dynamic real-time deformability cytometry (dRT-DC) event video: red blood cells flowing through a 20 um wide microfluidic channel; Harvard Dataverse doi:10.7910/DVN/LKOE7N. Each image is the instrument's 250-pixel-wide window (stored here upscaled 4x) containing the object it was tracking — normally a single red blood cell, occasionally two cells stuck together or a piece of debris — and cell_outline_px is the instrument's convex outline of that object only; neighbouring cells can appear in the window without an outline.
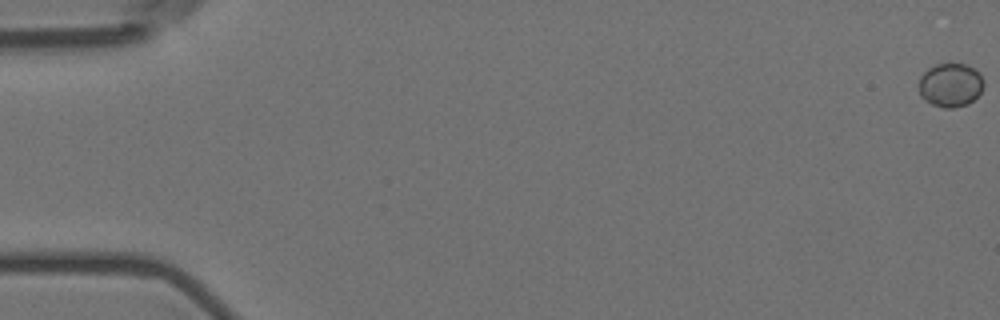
{"species": "Egyptian fruit bat (a non-hibernating species)", "species_latin": "Rousettus aegyptiacus", "temperature_condition": "room temperature", "stored_images_in_passage": 7, "camera_frame_rate_fps": 3000, "um_per_image_px": 0.085, "animal": {"sex": "female"}, "frame": {"image": 1, "passage_image": 1, "time_ms": 0.0, "image_size_px": [1000, 320], "cell_outline_px": [[984, 84], [980, 92], [968, 104], [952, 108], [944, 108], [932, 104], [924, 100], [920, 96], [920, 76], [928, 68], [936, 64], [964, 64], [980, 72], [984, 80]], "centroid_in_image_um": [80.79, 7.23], "position_along_channel_um": 4.2, "area_um2": 16.47}}
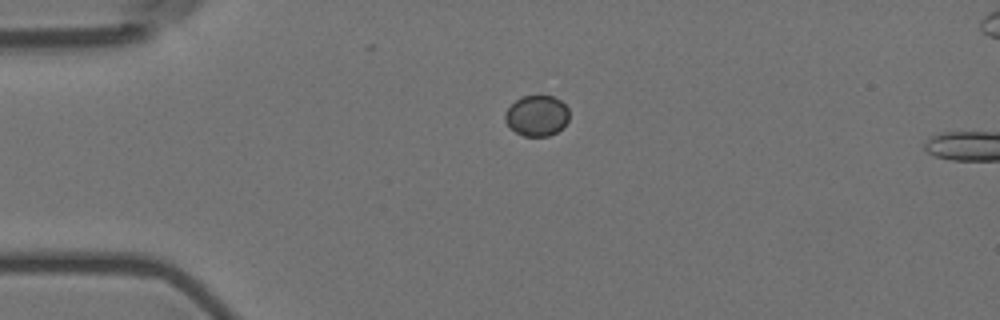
{"frame": {"image": 2, "passage_image": 5, "time_ms": 1.333, "image_size_px": [1000, 320], "cell_outline_px": [[568, 120], [556, 132], [548, 136], [524, 136], [516, 132], [504, 120], [504, 112], [516, 100], [524, 96], [540, 92], [552, 96], [560, 100], [568, 108]], "centroid_in_image_um": [45.62, 9.78], "position_along_channel_um": 39.4, "area_um2": 15.37}}